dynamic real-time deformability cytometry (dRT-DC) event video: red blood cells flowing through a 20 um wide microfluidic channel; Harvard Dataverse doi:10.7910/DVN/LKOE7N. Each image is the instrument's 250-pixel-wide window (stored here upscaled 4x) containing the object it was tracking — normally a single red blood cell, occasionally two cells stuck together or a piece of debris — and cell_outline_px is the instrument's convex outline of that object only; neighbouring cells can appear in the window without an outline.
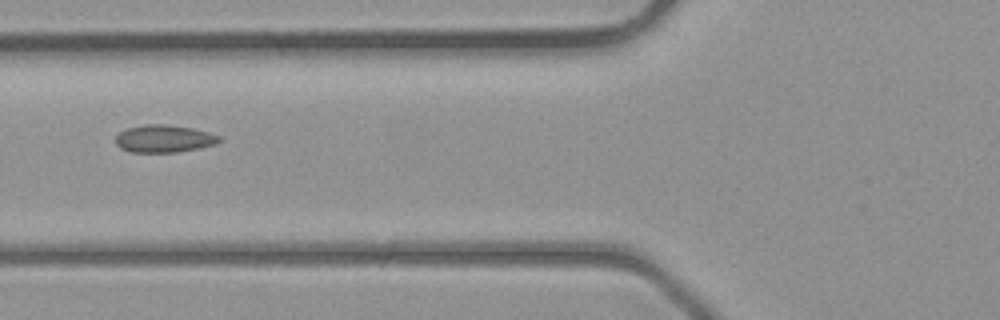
{"species": "common noctule bat (a hibernating species)", "species_latin": "Nyctalus noctula", "temperature_condition": "room temperature", "stored_images_in_passage": 5, "camera_frame_rate_fps": 3000, "um_per_image_px": 0.085, "animal": {"sex": "male", "body_mass_g": 23.1, "forearm_length_mm": 52.7}, "frame": {"image": 1, "passage_image": 5, "time_ms": 5.333, "image_size_px": [1000, 320], "cell_outline_px": [[220, 140], [216, 144], [200, 148], [176, 152], [132, 152], [120, 148], [116, 144], [116, 136], [120, 132], [128, 128], [144, 124], [164, 124], [192, 128], [208, 132], [220, 136]], "centroid_in_image_um": [13.94, 11.79], "position_along_channel_um": 111.9, "area_um2": 16.53}}